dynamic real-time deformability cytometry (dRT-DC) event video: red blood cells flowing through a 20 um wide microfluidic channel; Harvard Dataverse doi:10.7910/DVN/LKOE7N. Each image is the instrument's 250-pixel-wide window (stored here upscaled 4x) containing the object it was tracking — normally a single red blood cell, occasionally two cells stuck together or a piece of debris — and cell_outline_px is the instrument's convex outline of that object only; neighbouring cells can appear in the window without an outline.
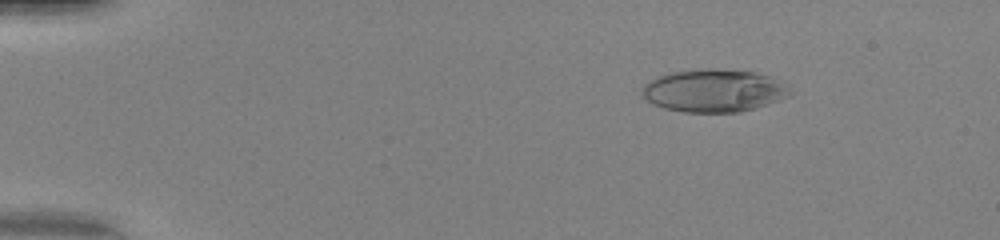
{"species": "human", "species_latin": "Homo sapiens", "temperature_condition": "warm", "stored_images_in_passage": 50, "camera_frame_rate_fps": 3000, "um_per_image_px": 0.085, "donor": {"sex": "female"}, "frame": {"image": 1, "passage_image": 8, "time_ms": 2.333, "image_size_px": [1000, 240], "cell_outline_px": [[796, 92], [788, 96], [768, 104], [756, 108], [740, 112], [684, 112], [664, 108], [652, 104], [640, 96], [644, 84], [668, 72], [700, 68], [708, 68], [756, 72], [768, 76], [776, 80]], "centroid_in_image_um": [60.65, 7.71], "position_along_channel_um": 24.3, "area_um2": 36.99}}
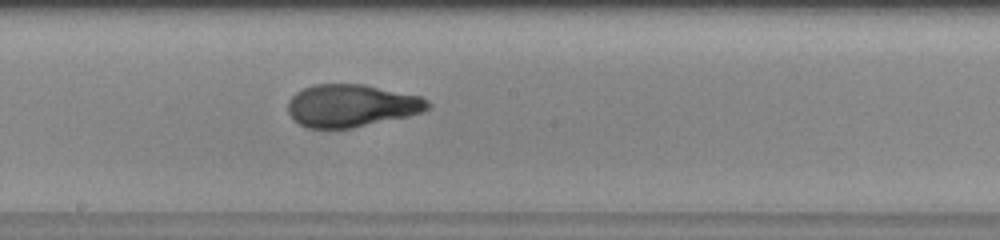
{"frame": {"image": 2, "passage_image": 29, "time_ms": 9.333, "image_size_px": [1000, 240], "cell_outline_px": [[432, 108], [408, 116], [352, 128], [308, 128], [292, 120], [288, 112], [288, 100], [296, 92], [304, 88], [316, 84], [364, 84], [420, 96], [428, 100], [432, 104]], "centroid_in_image_um": [29.87, 8.98], "position_along_channel_um": 218.3, "area_um2": 34.8}}
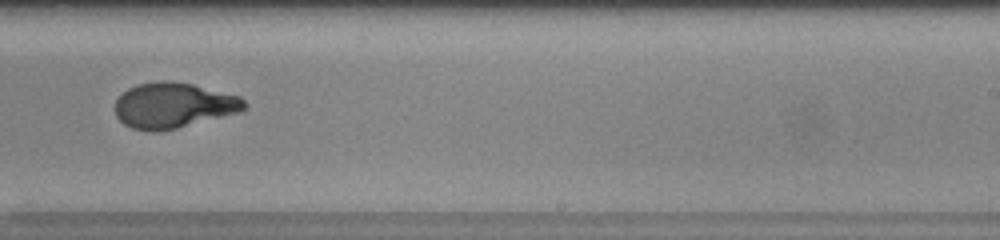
{"frame": {"image": 3, "passage_image": 33, "time_ms": 10.667, "image_size_px": [1000, 240], "cell_outline_px": [[248, 108], [240, 112], [176, 128], [156, 132], [152, 132], [132, 128], [124, 124], [116, 116], [116, 100], [128, 88], [136, 84], [160, 80], [168, 80], [192, 84], [240, 96], [248, 104]], "centroid_in_image_um": [14.76, 8.95], "position_along_channel_um": 274.2, "area_um2": 34.28}, "authors_computed_cell_mechanics": {"area_um2": 35.0846, "velocity_mm_per_s": 4.2022, "shape_relaxation_time_tau1_ms": 7.18, "shape_relaxation_time_tau2_ms": 0.7388, "deformation_change_tau1": 0.365, "deformation_change_tau2": 0.0647}}